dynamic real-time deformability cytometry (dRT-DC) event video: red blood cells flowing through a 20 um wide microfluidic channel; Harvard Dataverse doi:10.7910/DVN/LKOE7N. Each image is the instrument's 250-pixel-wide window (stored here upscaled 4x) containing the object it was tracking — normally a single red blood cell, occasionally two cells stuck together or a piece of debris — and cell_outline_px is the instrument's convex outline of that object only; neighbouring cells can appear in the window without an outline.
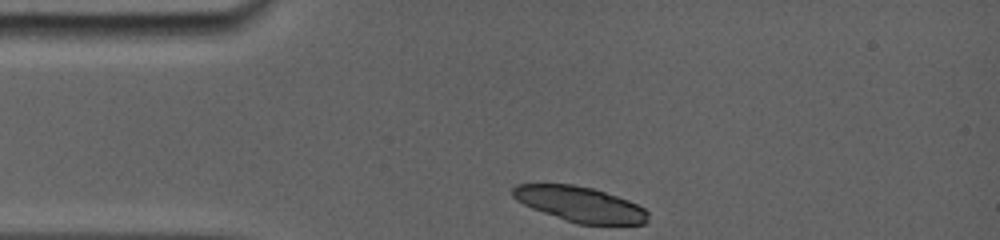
{"species": "common noctule bat (a hibernating species)", "species_latin": "Nyctalus noctula", "temperature_condition": "room temperature", "stored_images_in_passage": 3, "camera_frame_rate_fps": 5000, "um_per_image_px": 0.085, "animal": {"sex": "female", "body_mass_g": 19.0, "forearm_length_mm": 56.7}, "frame": {"image": 1, "passage_image": 1, "time_ms": 0.0, "image_size_px": [1000, 240], "cell_outline_px": [[648, 220], [644, 224], [576, 224], [532, 208], [516, 200], [512, 196], [512, 188], [516, 184], [572, 184], [592, 188], [628, 200], [644, 208], [648, 212]], "centroid_in_image_um": [49.29, 17.36], "position_along_channel_um": 35.7, "area_um2": 27.63}}